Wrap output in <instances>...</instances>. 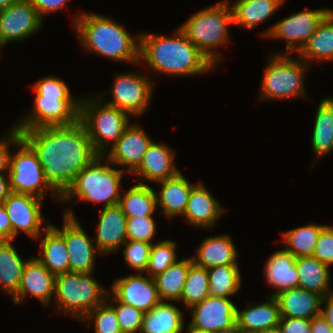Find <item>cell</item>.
I'll use <instances>...</instances> for the list:
<instances>
[{
	"label": "cell",
	"mask_w": 333,
	"mask_h": 333,
	"mask_svg": "<svg viewBox=\"0 0 333 333\" xmlns=\"http://www.w3.org/2000/svg\"><path fill=\"white\" fill-rule=\"evenodd\" d=\"M36 152L48 183L62 195L78 173L99 154L79 121L66 126H50L19 131Z\"/></svg>",
	"instance_id": "1"
},
{
	"label": "cell",
	"mask_w": 333,
	"mask_h": 333,
	"mask_svg": "<svg viewBox=\"0 0 333 333\" xmlns=\"http://www.w3.org/2000/svg\"><path fill=\"white\" fill-rule=\"evenodd\" d=\"M139 63L146 62L155 73L193 76L210 72L216 66L179 27L174 36L140 33Z\"/></svg>",
	"instance_id": "2"
},
{
	"label": "cell",
	"mask_w": 333,
	"mask_h": 333,
	"mask_svg": "<svg viewBox=\"0 0 333 333\" xmlns=\"http://www.w3.org/2000/svg\"><path fill=\"white\" fill-rule=\"evenodd\" d=\"M74 18V29L85 50L113 61L139 64L140 35L131 37L117 21L97 13L83 12Z\"/></svg>",
	"instance_id": "3"
},
{
	"label": "cell",
	"mask_w": 333,
	"mask_h": 333,
	"mask_svg": "<svg viewBox=\"0 0 333 333\" xmlns=\"http://www.w3.org/2000/svg\"><path fill=\"white\" fill-rule=\"evenodd\" d=\"M34 107L14 125L19 131L66 126L79 121L80 98H73L65 81L47 76L33 85Z\"/></svg>",
	"instance_id": "4"
},
{
	"label": "cell",
	"mask_w": 333,
	"mask_h": 333,
	"mask_svg": "<svg viewBox=\"0 0 333 333\" xmlns=\"http://www.w3.org/2000/svg\"><path fill=\"white\" fill-rule=\"evenodd\" d=\"M112 165L105 155L99 154L78 173L74 182L61 195V204L68 201L71 203L77 197L93 203L105 202L104 207L117 205L125 171L115 169Z\"/></svg>",
	"instance_id": "5"
},
{
	"label": "cell",
	"mask_w": 333,
	"mask_h": 333,
	"mask_svg": "<svg viewBox=\"0 0 333 333\" xmlns=\"http://www.w3.org/2000/svg\"><path fill=\"white\" fill-rule=\"evenodd\" d=\"M233 12L229 0L205 7L179 26L188 39L216 66L221 60L216 48L229 40Z\"/></svg>",
	"instance_id": "6"
},
{
	"label": "cell",
	"mask_w": 333,
	"mask_h": 333,
	"mask_svg": "<svg viewBox=\"0 0 333 333\" xmlns=\"http://www.w3.org/2000/svg\"><path fill=\"white\" fill-rule=\"evenodd\" d=\"M104 93L80 99L79 120L85 127L94 150L101 155L108 152L130 125L131 116L117 107L106 104ZM104 101V102H103ZM110 143V144H109Z\"/></svg>",
	"instance_id": "7"
},
{
	"label": "cell",
	"mask_w": 333,
	"mask_h": 333,
	"mask_svg": "<svg viewBox=\"0 0 333 333\" xmlns=\"http://www.w3.org/2000/svg\"><path fill=\"white\" fill-rule=\"evenodd\" d=\"M92 274L66 272L55 277L56 311L81 321L91 310L106 301L109 290L100 285Z\"/></svg>",
	"instance_id": "8"
},
{
	"label": "cell",
	"mask_w": 333,
	"mask_h": 333,
	"mask_svg": "<svg viewBox=\"0 0 333 333\" xmlns=\"http://www.w3.org/2000/svg\"><path fill=\"white\" fill-rule=\"evenodd\" d=\"M264 69L260 91L261 100L304 97V78L310 67L301 58L295 59L288 54H271Z\"/></svg>",
	"instance_id": "9"
},
{
	"label": "cell",
	"mask_w": 333,
	"mask_h": 333,
	"mask_svg": "<svg viewBox=\"0 0 333 333\" xmlns=\"http://www.w3.org/2000/svg\"><path fill=\"white\" fill-rule=\"evenodd\" d=\"M17 146L18 151L10 154L9 182L10 189L14 193L30 194L38 198H43L45 190L61 201V195L48 183L44 177V172L38 160L36 152L21 138Z\"/></svg>",
	"instance_id": "10"
},
{
	"label": "cell",
	"mask_w": 333,
	"mask_h": 333,
	"mask_svg": "<svg viewBox=\"0 0 333 333\" xmlns=\"http://www.w3.org/2000/svg\"><path fill=\"white\" fill-rule=\"evenodd\" d=\"M332 10L325 8L297 12L285 17L283 20L281 19L260 34L265 38L285 39L286 50L284 54H289V52L290 55L293 52L297 54Z\"/></svg>",
	"instance_id": "11"
},
{
	"label": "cell",
	"mask_w": 333,
	"mask_h": 333,
	"mask_svg": "<svg viewBox=\"0 0 333 333\" xmlns=\"http://www.w3.org/2000/svg\"><path fill=\"white\" fill-rule=\"evenodd\" d=\"M153 80L134 73H120L112 85V100L106 104L123 110L131 117L140 116L148 108L153 94Z\"/></svg>",
	"instance_id": "12"
},
{
	"label": "cell",
	"mask_w": 333,
	"mask_h": 333,
	"mask_svg": "<svg viewBox=\"0 0 333 333\" xmlns=\"http://www.w3.org/2000/svg\"><path fill=\"white\" fill-rule=\"evenodd\" d=\"M72 209L64 210V239L69 254V272L92 273L97 250L91 239L78 222ZM97 253V254H96Z\"/></svg>",
	"instance_id": "13"
},
{
	"label": "cell",
	"mask_w": 333,
	"mask_h": 333,
	"mask_svg": "<svg viewBox=\"0 0 333 333\" xmlns=\"http://www.w3.org/2000/svg\"><path fill=\"white\" fill-rule=\"evenodd\" d=\"M42 23L29 0H20L0 11V53L7 43L20 42L37 33Z\"/></svg>",
	"instance_id": "14"
},
{
	"label": "cell",
	"mask_w": 333,
	"mask_h": 333,
	"mask_svg": "<svg viewBox=\"0 0 333 333\" xmlns=\"http://www.w3.org/2000/svg\"><path fill=\"white\" fill-rule=\"evenodd\" d=\"M236 308L230 298L209 295L189 308L192 311L189 324L212 333L232 332L237 329Z\"/></svg>",
	"instance_id": "15"
},
{
	"label": "cell",
	"mask_w": 333,
	"mask_h": 333,
	"mask_svg": "<svg viewBox=\"0 0 333 333\" xmlns=\"http://www.w3.org/2000/svg\"><path fill=\"white\" fill-rule=\"evenodd\" d=\"M43 199L30 194L12 192L4 201V208L12 225V240L18 232L38 239L45 221L41 213Z\"/></svg>",
	"instance_id": "16"
},
{
	"label": "cell",
	"mask_w": 333,
	"mask_h": 333,
	"mask_svg": "<svg viewBox=\"0 0 333 333\" xmlns=\"http://www.w3.org/2000/svg\"><path fill=\"white\" fill-rule=\"evenodd\" d=\"M109 291L119 302L144 313L161 302L154 278L149 275L145 277L141 273L118 278Z\"/></svg>",
	"instance_id": "17"
},
{
	"label": "cell",
	"mask_w": 333,
	"mask_h": 333,
	"mask_svg": "<svg viewBox=\"0 0 333 333\" xmlns=\"http://www.w3.org/2000/svg\"><path fill=\"white\" fill-rule=\"evenodd\" d=\"M153 140L138 124H130L118 141L105 154L108 160L132 173L139 165Z\"/></svg>",
	"instance_id": "18"
},
{
	"label": "cell",
	"mask_w": 333,
	"mask_h": 333,
	"mask_svg": "<svg viewBox=\"0 0 333 333\" xmlns=\"http://www.w3.org/2000/svg\"><path fill=\"white\" fill-rule=\"evenodd\" d=\"M55 277L36 257L30 258L24 265L19 288L12 296L13 303L17 305L32 295L47 306L54 296Z\"/></svg>",
	"instance_id": "19"
},
{
	"label": "cell",
	"mask_w": 333,
	"mask_h": 333,
	"mask_svg": "<svg viewBox=\"0 0 333 333\" xmlns=\"http://www.w3.org/2000/svg\"><path fill=\"white\" fill-rule=\"evenodd\" d=\"M98 220L95 246L104 256L118 250L127 241V217L117 204L103 207Z\"/></svg>",
	"instance_id": "20"
},
{
	"label": "cell",
	"mask_w": 333,
	"mask_h": 333,
	"mask_svg": "<svg viewBox=\"0 0 333 333\" xmlns=\"http://www.w3.org/2000/svg\"><path fill=\"white\" fill-rule=\"evenodd\" d=\"M175 154L169 146L152 141L132 174L141 176V179L149 180L150 183L175 177L180 173L174 163Z\"/></svg>",
	"instance_id": "21"
},
{
	"label": "cell",
	"mask_w": 333,
	"mask_h": 333,
	"mask_svg": "<svg viewBox=\"0 0 333 333\" xmlns=\"http://www.w3.org/2000/svg\"><path fill=\"white\" fill-rule=\"evenodd\" d=\"M225 211L201 182L194 183L190 191L187 206L182 217L194 227L211 228Z\"/></svg>",
	"instance_id": "22"
},
{
	"label": "cell",
	"mask_w": 333,
	"mask_h": 333,
	"mask_svg": "<svg viewBox=\"0 0 333 333\" xmlns=\"http://www.w3.org/2000/svg\"><path fill=\"white\" fill-rule=\"evenodd\" d=\"M267 302L250 303L241 311L236 308L237 330L251 333L278 327L280 321L279 303L275 296H266Z\"/></svg>",
	"instance_id": "23"
},
{
	"label": "cell",
	"mask_w": 333,
	"mask_h": 333,
	"mask_svg": "<svg viewBox=\"0 0 333 333\" xmlns=\"http://www.w3.org/2000/svg\"><path fill=\"white\" fill-rule=\"evenodd\" d=\"M40 253L36 258L55 276L69 272V254L64 239V222L61 229L53 224L43 228Z\"/></svg>",
	"instance_id": "24"
},
{
	"label": "cell",
	"mask_w": 333,
	"mask_h": 333,
	"mask_svg": "<svg viewBox=\"0 0 333 333\" xmlns=\"http://www.w3.org/2000/svg\"><path fill=\"white\" fill-rule=\"evenodd\" d=\"M280 317L312 319L320 315L323 296L301 288H290L275 295Z\"/></svg>",
	"instance_id": "25"
},
{
	"label": "cell",
	"mask_w": 333,
	"mask_h": 333,
	"mask_svg": "<svg viewBox=\"0 0 333 333\" xmlns=\"http://www.w3.org/2000/svg\"><path fill=\"white\" fill-rule=\"evenodd\" d=\"M192 258L194 264L209 269L220 265L238 264V251L228 234L207 237ZM197 255V256H196Z\"/></svg>",
	"instance_id": "26"
},
{
	"label": "cell",
	"mask_w": 333,
	"mask_h": 333,
	"mask_svg": "<svg viewBox=\"0 0 333 333\" xmlns=\"http://www.w3.org/2000/svg\"><path fill=\"white\" fill-rule=\"evenodd\" d=\"M156 183L161 185V191L159 193L155 191L157 207H161L163 214L169 219L178 215L183 216L194 185L181 172L175 177Z\"/></svg>",
	"instance_id": "27"
},
{
	"label": "cell",
	"mask_w": 333,
	"mask_h": 333,
	"mask_svg": "<svg viewBox=\"0 0 333 333\" xmlns=\"http://www.w3.org/2000/svg\"><path fill=\"white\" fill-rule=\"evenodd\" d=\"M296 258L282 250H277L267 259L264 268L265 278L272 288L277 289L272 294L298 286V274L295 265Z\"/></svg>",
	"instance_id": "28"
},
{
	"label": "cell",
	"mask_w": 333,
	"mask_h": 333,
	"mask_svg": "<svg viewBox=\"0 0 333 333\" xmlns=\"http://www.w3.org/2000/svg\"><path fill=\"white\" fill-rule=\"evenodd\" d=\"M184 313L174 304L161 301L142 318L140 333H182Z\"/></svg>",
	"instance_id": "29"
},
{
	"label": "cell",
	"mask_w": 333,
	"mask_h": 333,
	"mask_svg": "<svg viewBox=\"0 0 333 333\" xmlns=\"http://www.w3.org/2000/svg\"><path fill=\"white\" fill-rule=\"evenodd\" d=\"M285 0H235L232 4L233 25L252 29L273 16Z\"/></svg>",
	"instance_id": "30"
},
{
	"label": "cell",
	"mask_w": 333,
	"mask_h": 333,
	"mask_svg": "<svg viewBox=\"0 0 333 333\" xmlns=\"http://www.w3.org/2000/svg\"><path fill=\"white\" fill-rule=\"evenodd\" d=\"M298 274V288L318 293L325 297L330 291L331 273L329 267L313 256L295 260Z\"/></svg>",
	"instance_id": "31"
},
{
	"label": "cell",
	"mask_w": 333,
	"mask_h": 333,
	"mask_svg": "<svg viewBox=\"0 0 333 333\" xmlns=\"http://www.w3.org/2000/svg\"><path fill=\"white\" fill-rule=\"evenodd\" d=\"M297 55L307 64L311 61H333V10Z\"/></svg>",
	"instance_id": "32"
},
{
	"label": "cell",
	"mask_w": 333,
	"mask_h": 333,
	"mask_svg": "<svg viewBox=\"0 0 333 333\" xmlns=\"http://www.w3.org/2000/svg\"><path fill=\"white\" fill-rule=\"evenodd\" d=\"M313 153L321 158L333 150V98L323 99L316 110L311 138Z\"/></svg>",
	"instance_id": "33"
},
{
	"label": "cell",
	"mask_w": 333,
	"mask_h": 333,
	"mask_svg": "<svg viewBox=\"0 0 333 333\" xmlns=\"http://www.w3.org/2000/svg\"><path fill=\"white\" fill-rule=\"evenodd\" d=\"M118 205L127 218L153 216L157 209L155 190L144 181L137 182L120 196Z\"/></svg>",
	"instance_id": "34"
},
{
	"label": "cell",
	"mask_w": 333,
	"mask_h": 333,
	"mask_svg": "<svg viewBox=\"0 0 333 333\" xmlns=\"http://www.w3.org/2000/svg\"><path fill=\"white\" fill-rule=\"evenodd\" d=\"M13 240H0V289L13 296L20 285L27 260L20 258Z\"/></svg>",
	"instance_id": "35"
},
{
	"label": "cell",
	"mask_w": 333,
	"mask_h": 333,
	"mask_svg": "<svg viewBox=\"0 0 333 333\" xmlns=\"http://www.w3.org/2000/svg\"><path fill=\"white\" fill-rule=\"evenodd\" d=\"M193 264L192 258H186L170 265L154 278L158 295L161 301H179L186 282L189 267Z\"/></svg>",
	"instance_id": "36"
},
{
	"label": "cell",
	"mask_w": 333,
	"mask_h": 333,
	"mask_svg": "<svg viewBox=\"0 0 333 333\" xmlns=\"http://www.w3.org/2000/svg\"><path fill=\"white\" fill-rule=\"evenodd\" d=\"M325 226L311 223L287 230L282 234L283 250L295 258L313 256L319 234Z\"/></svg>",
	"instance_id": "37"
},
{
	"label": "cell",
	"mask_w": 333,
	"mask_h": 333,
	"mask_svg": "<svg viewBox=\"0 0 333 333\" xmlns=\"http://www.w3.org/2000/svg\"><path fill=\"white\" fill-rule=\"evenodd\" d=\"M209 295L229 298L241 288V273L238 264L220 265L207 269Z\"/></svg>",
	"instance_id": "38"
},
{
	"label": "cell",
	"mask_w": 333,
	"mask_h": 333,
	"mask_svg": "<svg viewBox=\"0 0 333 333\" xmlns=\"http://www.w3.org/2000/svg\"><path fill=\"white\" fill-rule=\"evenodd\" d=\"M209 296L208 271L192 264L186 277L179 302L189 310L193 305L202 302Z\"/></svg>",
	"instance_id": "39"
},
{
	"label": "cell",
	"mask_w": 333,
	"mask_h": 333,
	"mask_svg": "<svg viewBox=\"0 0 333 333\" xmlns=\"http://www.w3.org/2000/svg\"><path fill=\"white\" fill-rule=\"evenodd\" d=\"M176 246L177 244L172 240H164L152 244L146 269L150 277H155L178 261Z\"/></svg>",
	"instance_id": "40"
},
{
	"label": "cell",
	"mask_w": 333,
	"mask_h": 333,
	"mask_svg": "<svg viewBox=\"0 0 333 333\" xmlns=\"http://www.w3.org/2000/svg\"><path fill=\"white\" fill-rule=\"evenodd\" d=\"M110 295V292H108L106 302L115 310L122 333L140 332L144 312L133 306L119 302L114 296Z\"/></svg>",
	"instance_id": "41"
},
{
	"label": "cell",
	"mask_w": 333,
	"mask_h": 333,
	"mask_svg": "<svg viewBox=\"0 0 333 333\" xmlns=\"http://www.w3.org/2000/svg\"><path fill=\"white\" fill-rule=\"evenodd\" d=\"M84 320V321H83ZM94 323L95 333H122L115 310L105 301L91 310L81 322Z\"/></svg>",
	"instance_id": "42"
},
{
	"label": "cell",
	"mask_w": 333,
	"mask_h": 333,
	"mask_svg": "<svg viewBox=\"0 0 333 333\" xmlns=\"http://www.w3.org/2000/svg\"><path fill=\"white\" fill-rule=\"evenodd\" d=\"M123 245L125 247V249H123V255L127 265L136 272H145L148 267L152 244L127 240Z\"/></svg>",
	"instance_id": "43"
},
{
	"label": "cell",
	"mask_w": 333,
	"mask_h": 333,
	"mask_svg": "<svg viewBox=\"0 0 333 333\" xmlns=\"http://www.w3.org/2000/svg\"><path fill=\"white\" fill-rule=\"evenodd\" d=\"M127 240L141 241L153 244L156 223L153 216L130 217L126 220Z\"/></svg>",
	"instance_id": "44"
},
{
	"label": "cell",
	"mask_w": 333,
	"mask_h": 333,
	"mask_svg": "<svg viewBox=\"0 0 333 333\" xmlns=\"http://www.w3.org/2000/svg\"><path fill=\"white\" fill-rule=\"evenodd\" d=\"M313 257L330 267L333 264V226L326 225L320 232Z\"/></svg>",
	"instance_id": "45"
},
{
	"label": "cell",
	"mask_w": 333,
	"mask_h": 333,
	"mask_svg": "<svg viewBox=\"0 0 333 333\" xmlns=\"http://www.w3.org/2000/svg\"><path fill=\"white\" fill-rule=\"evenodd\" d=\"M5 137L0 140V173H8L10 164V147L17 146L18 141L22 138L21 133L17 128L12 126Z\"/></svg>",
	"instance_id": "46"
},
{
	"label": "cell",
	"mask_w": 333,
	"mask_h": 333,
	"mask_svg": "<svg viewBox=\"0 0 333 333\" xmlns=\"http://www.w3.org/2000/svg\"><path fill=\"white\" fill-rule=\"evenodd\" d=\"M278 328L281 333H312L311 319L280 317Z\"/></svg>",
	"instance_id": "47"
},
{
	"label": "cell",
	"mask_w": 333,
	"mask_h": 333,
	"mask_svg": "<svg viewBox=\"0 0 333 333\" xmlns=\"http://www.w3.org/2000/svg\"><path fill=\"white\" fill-rule=\"evenodd\" d=\"M32 6L38 11L43 19V16L49 13H54L63 9L69 0H29Z\"/></svg>",
	"instance_id": "48"
},
{
	"label": "cell",
	"mask_w": 333,
	"mask_h": 333,
	"mask_svg": "<svg viewBox=\"0 0 333 333\" xmlns=\"http://www.w3.org/2000/svg\"><path fill=\"white\" fill-rule=\"evenodd\" d=\"M0 240H12V225L3 203H0Z\"/></svg>",
	"instance_id": "49"
},
{
	"label": "cell",
	"mask_w": 333,
	"mask_h": 333,
	"mask_svg": "<svg viewBox=\"0 0 333 333\" xmlns=\"http://www.w3.org/2000/svg\"><path fill=\"white\" fill-rule=\"evenodd\" d=\"M320 314L333 330V290L323 297Z\"/></svg>",
	"instance_id": "50"
},
{
	"label": "cell",
	"mask_w": 333,
	"mask_h": 333,
	"mask_svg": "<svg viewBox=\"0 0 333 333\" xmlns=\"http://www.w3.org/2000/svg\"><path fill=\"white\" fill-rule=\"evenodd\" d=\"M312 333H333L327 321L320 315L311 319Z\"/></svg>",
	"instance_id": "51"
},
{
	"label": "cell",
	"mask_w": 333,
	"mask_h": 333,
	"mask_svg": "<svg viewBox=\"0 0 333 333\" xmlns=\"http://www.w3.org/2000/svg\"><path fill=\"white\" fill-rule=\"evenodd\" d=\"M5 174L6 173H0V203H4L5 199L12 193L9 176Z\"/></svg>",
	"instance_id": "52"
},
{
	"label": "cell",
	"mask_w": 333,
	"mask_h": 333,
	"mask_svg": "<svg viewBox=\"0 0 333 333\" xmlns=\"http://www.w3.org/2000/svg\"><path fill=\"white\" fill-rule=\"evenodd\" d=\"M186 333H212V332H208L202 329H198L194 326H191L190 324H188V326H186Z\"/></svg>",
	"instance_id": "53"
},
{
	"label": "cell",
	"mask_w": 333,
	"mask_h": 333,
	"mask_svg": "<svg viewBox=\"0 0 333 333\" xmlns=\"http://www.w3.org/2000/svg\"><path fill=\"white\" fill-rule=\"evenodd\" d=\"M20 0H0V11L6 9L8 6L12 5L13 3H16Z\"/></svg>",
	"instance_id": "54"
},
{
	"label": "cell",
	"mask_w": 333,
	"mask_h": 333,
	"mask_svg": "<svg viewBox=\"0 0 333 333\" xmlns=\"http://www.w3.org/2000/svg\"><path fill=\"white\" fill-rule=\"evenodd\" d=\"M251 333H281L280 329L278 327L273 328V329H268V330H259V331H254Z\"/></svg>",
	"instance_id": "55"
},
{
	"label": "cell",
	"mask_w": 333,
	"mask_h": 333,
	"mask_svg": "<svg viewBox=\"0 0 333 333\" xmlns=\"http://www.w3.org/2000/svg\"><path fill=\"white\" fill-rule=\"evenodd\" d=\"M225 333H243V332H241L240 330H234V331H232V332H225Z\"/></svg>",
	"instance_id": "56"
}]
</instances>
